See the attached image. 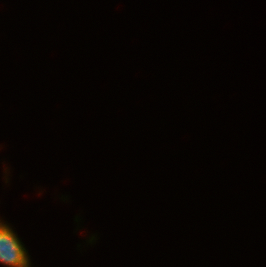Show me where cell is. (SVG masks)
I'll return each mask as SVG.
<instances>
[{"instance_id": "obj_1", "label": "cell", "mask_w": 266, "mask_h": 267, "mask_svg": "<svg viewBox=\"0 0 266 267\" xmlns=\"http://www.w3.org/2000/svg\"><path fill=\"white\" fill-rule=\"evenodd\" d=\"M0 264L4 267H33L25 244L11 224L0 217Z\"/></svg>"}]
</instances>
